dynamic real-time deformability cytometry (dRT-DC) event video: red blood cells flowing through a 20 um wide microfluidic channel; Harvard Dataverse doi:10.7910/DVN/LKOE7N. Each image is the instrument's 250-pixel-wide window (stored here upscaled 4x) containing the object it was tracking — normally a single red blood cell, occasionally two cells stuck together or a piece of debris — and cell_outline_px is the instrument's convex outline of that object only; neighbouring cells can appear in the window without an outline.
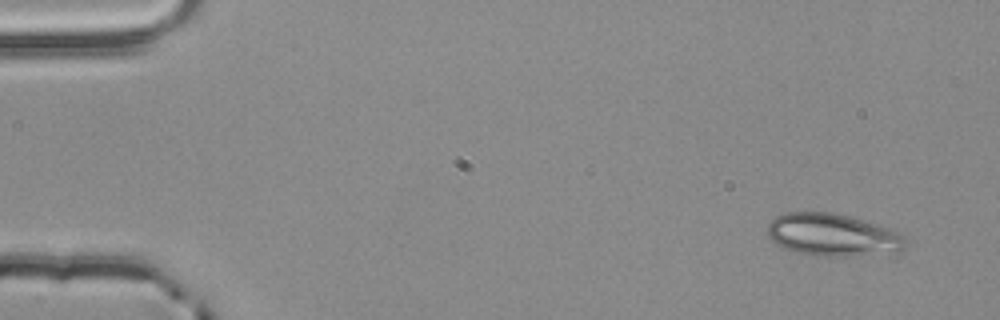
{"species": "common noctule bat (a hibernating species)", "species_latin": "Nyctalus noctula", "temperature_condition": "room temperature", "stored_images_in_passage": 4, "camera_frame_rate_fps": 3000, "um_per_image_px": 0.085, "animal": {"sex": "male", "body_mass_g": 20.4}, "frame": {"image": 1, "passage_image": 1, "time_ms": 0.0, "image_size_px": [1000, 320], "cell_outline_px": [[908, 240], [904, 252], [848, 256], [816, 256], [796, 252], [784, 248], [776, 244], [768, 236], [768, 224], [776, 216], [788, 212], [832, 212], [848, 216], [876, 224], [900, 232]], "centroid_in_image_um": [70.83, 19.98], "position_along_channel_um": 14.2, "area_um2": 34.45}}